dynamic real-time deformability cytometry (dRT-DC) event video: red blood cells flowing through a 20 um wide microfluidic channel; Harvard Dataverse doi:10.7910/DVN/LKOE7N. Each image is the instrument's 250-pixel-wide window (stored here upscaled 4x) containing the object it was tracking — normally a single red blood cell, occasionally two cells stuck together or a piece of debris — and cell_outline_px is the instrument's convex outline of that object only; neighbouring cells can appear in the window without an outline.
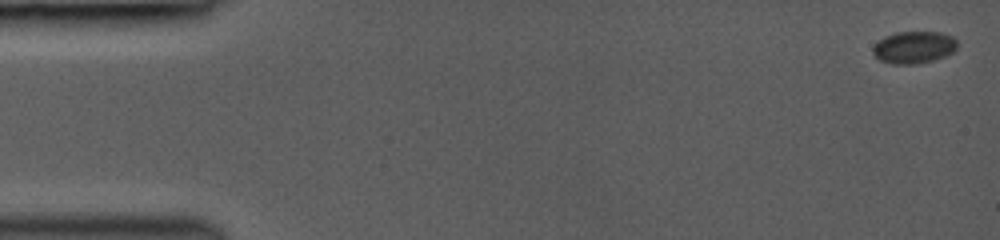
{"species": "common noctule bat (a hibernating species)", "species_latin": "Nyctalus noctula", "temperature_condition": "room temperature", "stored_images_in_passage": 5, "camera_frame_rate_fps": 3000, "um_per_image_px": 0.085, "animal": {"sex": "female", "body_mass_g": 19.0, "forearm_length_mm": 53.3}, "frame": {"image": 1, "passage_image": 1, "time_ms": 0.0, "image_size_px": [1000, 240], "cell_outline_px": [[956, 48], [952, 52], [944, 56], [932, 60], [916, 64], [892, 64], [880, 60], [872, 52], [872, 48], [884, 36], [896, 32], [940, 32], [952, 36], [956, 40]], "centroid_in_image_um": [77.66, 4.02], "position_along_channel_um": 7.3, "area_um2": 15.66}}